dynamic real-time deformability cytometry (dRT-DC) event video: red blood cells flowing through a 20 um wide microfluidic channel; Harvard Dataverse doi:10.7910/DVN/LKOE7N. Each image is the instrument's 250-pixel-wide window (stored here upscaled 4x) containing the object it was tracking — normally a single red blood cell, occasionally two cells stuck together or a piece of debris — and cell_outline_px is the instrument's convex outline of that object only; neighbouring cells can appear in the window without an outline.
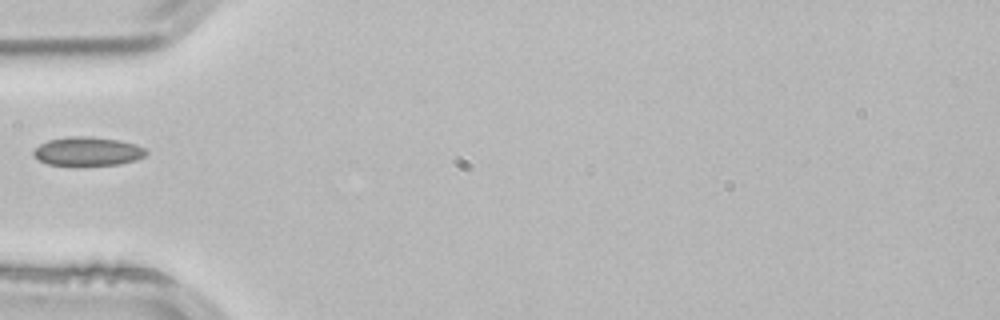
{"species": "common noctule bat (a hibernating species)", "species_latin": "Nyctalus noctula", "temperature_condition": "room temperature", "stored_images_in_passage": 1, "camera_frame_rate_fps": 3000, "um_per_image_px": 0.085, "animal": {"sex": "male", "body_mass_g": 21.5, "forearm_length_mm": 52.0}, "frame": {"image": 1, "passage_image": 1, "time_ms": 0.0, "image_size_px": [1000, 320], "cell_outline_px": [[148, 152], [144, 156], [136, 160], [120, 164], [72, 168], [48, 164], [40, 160], [32, 152], [40, 144], [48, 140], [72, 136], [88, 136], [120, 140], [136, 144], [144, 148]], "centroid_in_image_um": [7.46, 12.91], "position_along_channel_um": 77.5, "area_um2": 19.54}}